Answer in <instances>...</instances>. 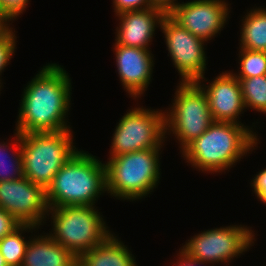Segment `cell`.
<instances>
[{
    "mask_svg": "<svg viewBox=\"0 0 266 266\" xmlns=\"http://www.w3.org/2000/svg\"><path fill=\"white\" fill-rule=\"evenodd\" d=\"M71 91V79L63 66H43L23 90L15 131L24 134L71 130L66 119Z\"/></svg>",
    "mask_w": 266,
    "mask_h": 266,
    "instance_id": "obj_1",
    "label": "cell"
},
{
    "mask_svg": "<svg viewBox=\"0 0 266 266\" xmlns=\"http://www.w3.org/2000/svg\"><path fill=\"white\" fill-rule=\"evenodd\" d=\"M258 135L252 127L233 122L214 121L182 152L192 167L206 173L230 170L258 147Z\"/></svg>",
    "mask_w": 266,
    "mask_h": 266,
    "instance_id": "obj_2",
    "label": "cell"
},
{
    "mask_svg": "<svg viewBox=\"0 0 266 266\" xmlns=\"http://www.w3.org/2000/svg\"><path fill=\"white\" fill-rule=\"evenodd\" d=\"M106 192L105 163L88 151L78 150L54 176L46 189V201L49 208L95 206Z\"/></svg>",
    "mask_w": 266,
    "mask_h": 266,
    "instance_id": "obj_3",
    "label": "cell"
},
{
    "mask_svg": "<svg viewBox=\"0 0 266 266\" xmlns=\"http://www.w3.org/2000/svg\"><path fill=\"white\" fill-rule=\"evenodd\" d=\"M160 151L161 148L146 149L108 158L107 194L123 201L141 200L151 194L160 182Z\"/></svg>",
    "mask_w": 266,
    "mask_h": 266,
    "instance_id": "obj_4",
    "label": "cell"
},
{
    "mask_svg": "<svg viewBox=\"0 0 266 266\" xmlns=\"http://www.w3.org/2000/svg\"><path fill=\"white\" fill-rule=\"evenodd\" d=\"M72 132L20 134L24 177L46 190L61 167L78 151Z\"/></svg>",
    "mask_w": 266,
    "mask_h": 266,
    "instance_id": "obj_5",
    "label": "cell"
},
{
    "mask_svg": "<svg viewBox=\"0 0 266 266\" xmlns=\"http://www.w3.org/2000/svg\"><path fill=\"white\" fill-rule=\"evenodd\" d=\"M96 206L74 205L49 208L52 229L49 236L77 258L103 243L112 232ZM53 230V231H52Z\"/></svg>",
    "mask_w": 266,
    "mask_h": 266,
    "instance_id": "obj_6",
    "label": "cell"
},
{
    "mask_svg": "<svg viewBox=\"0 0 266 266\" xmlns=\"http://www.w3.org/2000/svg\"><path fill=\"white\" fill-rule=\"evenodd\" d=\"M174 99L165 113V134L174 136L180 153L214 122L205 92L196 82L178 83ZM170 133V134H169Z\"/></svg>",
    "mask_w": 266,
    "mask_h": 266,
    "instance_id": "obj_7",
    "label": "cell"
},
{
    "mask_svg": "<svg viewBox=\"0 0 266 266\" xmlns=\"http://www.w3.org/2000/svg\"><path fill=\"white\" fill-rule=\"evenodd\" d=\"M151 109L132 107L120 118L112 136L109 158L163 147L167 138L165 113L163 110Z\"/></svg>",
    "mask_w": 266,
    "mask_h": 266,
    "instance_id": "obj_8",
    "label": "cell"
},
{
    "mask_svg": "<svg viewBox=\"0 0 266 266\" xmlns=\"http://www.w3.org/2000/svg\"><path fill=\"white\" fill-rule=\"evenodd\" d=\"M247 225H230L204 230L180 248L188 256L209 264H229L254 245L255 231Z\"/></svg>",
    "mask_w": 266,
    "mask_h": 266,
    "instance_id": "obj_9",
    "label": "cell"
},
{
    "mask_svg": "<svg viewBox=\"0 0 266 266\" xmlns=\"http://www.w3.org/2000/svg\"><path fill=\"white\" fill-rule=\"evenodd\" d=\"M165 44L174 67L180 75L181 83L197 82L204 77L207 56L206 41L196 37L187 29L180 27L167 14L160 27Z\"/></svg>",
    "mask_w": 266,
    "mask_h": 266,
    "instance_id": "obj_10",
    "label": "cell"
},
{
    "mask_svg": "<svg viewBox=\"0 0 266 266\" xmlns=\"http://www.w3.org/2000/svg\"><path fill=\"white\" fill-rule=\"evenodd\" d=\"M0 208L21 224L40 228L47 218L49 207L46 190L26 177L0 182Z\"/></svg>",
    "mask_w": 266,
    "mask_h": 266,
    "instance_id": "obj_11",
    "label": "cell"
},
{
    "mask_svg": "<svg viewBox=\"0 0 266 266\" xmlns=\"http://www.w3.org/2000/svg\"><path fill=\"white\" fill-rule=\"evenodd\" d=\"M228 5L225 0H191L179 2L167 15L180 27L208 42L220 34L227 24L230 18Z\"/></svg>",
    "mask_w": 266,
    "mask_h": 266,
    "instance_id": "obj_12",
    "label": "cell"
},
{
    "mask_svg": "<svg viewBox=\"0 0 266 266\" xmlns=\"http://www.w3.org/2000/svg\"><path fill=\"white\" fill-rule=\"evenodd\" d=\"M203 82L204 80L200 79L196 83L207 96L213 120L244 125L238 120L239 115L246 109L241 85L231 71L220 73L210 84H206L207 86Z\"/></svg>",
    "mask_w": 266,
    "mask_h": 266,
    "instance_id": "obj_13",
    "label": "cell"
},
{
    "mask_svg": "<svg viewBox=\"0 0 266 266\" xmlns=\"http://www.w3.org/2000/svg\"><path fill=\"white\" fill-rule=\"evenodd\" d=\"M114 54L119 79L129 97L141 98L147 90L154 67L151 50L114 43Z\"/></svg>",
    "mask_w": 266,
    "mask_h": 266,
    "instance_id": "obj_14",
    "label": "cell"
},
{
    "mask_svg": "<svg viewBox=\"0 0 266 266\" xmlns=\"http://www.w3.org/2000/svg\"><path fill=\"white\" fill-rule=\"evenodd\" d=\"M167 12L157 6L144 9L125 11L117 14L120 20L116 27L115 43L128 47L150 50L155 30L161 27V22Z\"/></svg>",
    "mask_w": 266,
    "mask_h": 266,
    "instance_id": "obj_15",
    "label": "cell"
},
{
    "mask_svg": "<svg viewBox=\"0 0 266 266\" xmlns=\"http://www.w3.org/2000/svg\"><path fill=\"white\" fill-rule=\"evenodd\" d=\"M46 234V235H45ZM77 257L48 233L31 237L21 266H72Z\"/></svg>",
    "mask_w": 266,
    "mask_h": 266,
    "instance_id": "obj_16",
    "label": "cell"
},
{
    "mask_svg": "<svg viewBox=\"0 0 266 266\" xmlns=\"http://www.w3.org/2000/svg\"><path fill=\"white\" fill-rule=\"evenodd\" d=\"M112 233L103 243L83 253L79 259L87 266H138L132 252Z\"/></svg>",
    "mask_w": 266,
    "mask_h": 266,
    "instance_id": "obj_17",
    "label": "cell"
},
{
    "mask_svg": "<svg viewBox=\"0 0 266 266\" xmlns=\"http://www.w3.org/2000/svg\"><path fill=\"white\" fill-rule=\"evenodd\" d=\"M241 21L239 48L266 51V8L253 7Z\"/></svg>",
    "mask_w": 266,
    "mask_h": 266,
    "instance_id": "obj_18",
    "label": "cell"
},
{
    "mask_svg": "<svg viewBox=\"0 0 266 266\" xmlns=\"http://www.w3.org/2000/svg\"><path fill=\"white\" fill-rule=\"evenodd\" d=\"M35 229L38 230L39 227L32 224H20L0 240V253L8 266H21L30 241L22 235L26 232L33 233V230L36 231Z\"/></svg>",
    "mask_w": 266,
    "mask_h": 266,
    "instance_id": "obj_19",
    "label": "cell"
},
{
    "mask_svg": "<svg viewBox=\"0 0 266 266\" xmlns=\"http://www.w3.org/2000/svg\"><path fill=\"white\" fill-rule=\"evenodd\" d=\"M14 135L16 136H14V142L8 143L6 141L5 143L3 141L0 143V182L21 179L24 177L20 133L16 131Z\"/></svg>",
    "mask_w": 266,
    "mask_h": 266,
    "instance_id": "obj_20",
    "label": "cell"
},
{
    "mask_svg": "<svg viewBox=\"0 0 266 266\" xmlns=\"http://www.w3.org/2000/svg\"><path fill=\"white\" fill-rule=\"evenodd\" d=\"M237 79L241 85L245 108L266 114V75Z\"/></svg>",
    "mask_w": 266,
    "mask_h": 266,
    "instance_id": "obj_21",
    "label": "cell"
},
{
    "mask_svg": "<svg viewBox=\"0 0 266 266\" xmlns=\"http://www.w3.org/2000/svg\"><path fill=\"white\" fill-rule=\"evenodd\" d=\"M239 71L231 72L236 78H251L266 75V51L239 48Z\"/></svg>",
    "mask_w": 266,
    "mask_h": 266,
    "instance_id": "obj_22",
    "label": "cell"
},
{
    "mask_svg": "<svg viewBox=\"0 0 266 266\" xmlns=\"http://www.w3.org/2000/svg\"><path fill=\"white\" fill-rule=\"evenodd\" d=\"M16 31L13 30L12 27L3 28L0 31V76L2 72L5 70L7 65H9V61L15 53L16 47V40L17 37L15 36ZM0 78V91L3 85V82Z\"/></svg>",
    "mask_w": 266,
    "mask_h": 266,
    "instance_id": "obj_23",
    "label": "cell"
},
{
    "mask_svg": "<svg viewBox=\"0 0 266 266\" xmlns=\"http://www.w3.org/2000/svg\"><path fill=\"white\" fill-rule=\"evenodd\" d=\"M115 15L125 11L144 10L154 7L151 0H113Z\"/></svg>",
    "mask_w": 266,
    "mask_h": 266,
    "instance_id": "obj_24",
    "label": "cell"
},
{
    "mask_svg": "<svg viewBox=\"0 0 266 266\" xmlns=\"http://www.w3.org/2000/svg\"><path fill=\"white\" fill-rule=\"evenodd\" d=\"M30 0H1L3 9L13 18L17 19L28 7Z\"/></svg>",
    "mask_w": 266,
    "mask_h": 266,
    "instance_id": "obj_25",
    "label": "cell"
},
{
    "mask_svg": "<svg viewBox=\"0 0 266 266\" xmlns=\"http://www.w3.org/2000/svg\"><path fill=\"white\" fill-rule=\"evenodd\" d=\"M20 224L21 223H19L8 212L0 208V240L17 228Z\"/></svg>",
    "mask_w": 266,
    "mask_h": 266,
    "instance_id": "obj_26",
    "label": "cell"
},
{
    "mask_svg": "<svg viewBox=\"0 0 266 266\" xmlns=\"http://www.w3.org/2000/svg\"><path fill=\"white\" fill-rule=\"evenodd\" d=\"M250 183L253 193L259 198L266 191V168L259 171Z\"/></svg>",
    "mask_w": 266,
    "mask_h": 266,
    "instance_id": "obj_27",
    "label": "cell"
},
{
    "mask_svg": "<svg viewBox=\"0 0 266 266\" xmlns=\"http://www.w3.org/2000/svg\"><path fill=\"white\" fill-rule=\"evenodd\" d=\"M179 256V257H178ZM178 259L176 263H173V266H206L209 263L198 261L197 259H194L190 256H188L185 252H183L181 249H179V252L176 256Z\"/></svg>",
    "mask_w": 266,
    "mask_h": 266,
    "instance_id": "obj_28",
    "label": "cell"
},
{
    "mask_svg": "<svg viewBox=\"0 0 266 266\" xmlns=\"http://www.w3.org/2000/svg\"><path fill=\"white\" fill-rule=\"evenodd\" d=\"M151 2L154 6H157L166 12L179 3L177 0H151Z\"/></svg>",
    "mask_w": 266,
    "mask_h": 266,
    "instance_id": "obj_29",
    "label": "cell"
},
{
    "mask_svg": "<svg viewBox=\"0 0 266 266\" xmlns=\"http://www.w3.org/2000/svg\"><path fill=\"white\" fill-rule=\"evenodd\" d=\"M10 21H14V19L3 9L1 0H0V25L3 26L4 28H9L10 26Z\"/></svg>",
    "mask_w": 266,
    "mask_h": 266,
    "instance_id": "obj_30",
    "label": "cell"
},
{
    "mask_svg": "<svg viewBox=\"0 0 266 266\" xmlns=\"http://www.w3.org/2000/svg\"><path fill=\"white\" fill-rule=\"evenodd\" d=\"M72 266H87L79 258H77Z\"/></svg>",
    "mask_w": 266,
    "mask_h": 266,
    "instance_id": "obj_31",
    "label": "cell"
},
{
    "mask_svg": "<svg viewBox=\"0 0 266 266\" xmlns=\"http://www.w3.org/2000/svg\"><path fill=\"white\" fill-rule=\"evenodd\" d=\"M258 199L261 203L266 204V191Z\"/></svg>",
    "mask_w": 266,
    "mask_h": 266,
    "instance_id": "obj_32",
    "label": "cell"
},
{
    "mask_svg": "<svg viewBox=\"0 0 266 266\" xmlns=\"http://www.w3.org/2000/svg\"><path fill=\"white\" fill-rule=\"evenodd\" d=\"M0 266H8L4 260V257L0 253Z\"/></svg>",
    "mask_w": 266,
    "mask_h": 266,
    "instance_id": "obj_33",
    "label": "cell"
}]
</instances>
